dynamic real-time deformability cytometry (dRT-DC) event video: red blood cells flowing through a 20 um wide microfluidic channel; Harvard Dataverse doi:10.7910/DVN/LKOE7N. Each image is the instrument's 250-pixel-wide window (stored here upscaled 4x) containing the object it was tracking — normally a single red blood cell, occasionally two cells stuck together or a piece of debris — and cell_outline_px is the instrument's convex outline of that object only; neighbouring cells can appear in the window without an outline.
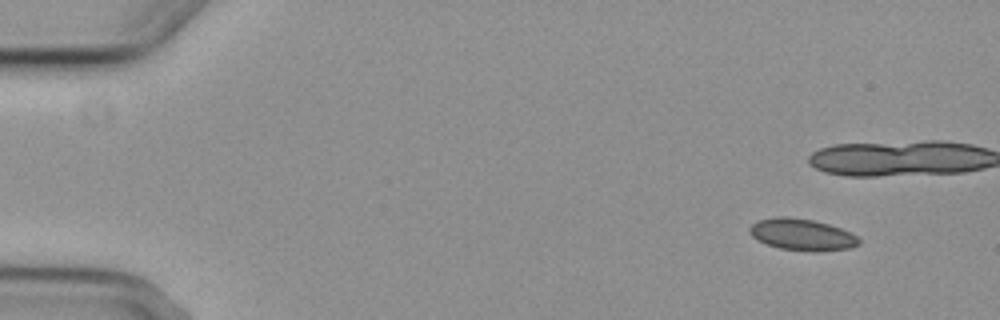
{"species": "common noctule bat (a hibernating species)", "species_latin": "Nyctalus noctula", "temperature_condition": "cold", "stored_images_in_passage": 5, "camera_frame_rate_fps": 3000, "um_per_image_px": 0.085, "animal": {"sex": "female", "body_mass_g": 29.2, "forearm_length_mm": 56.3}, "frame": {"image": 1, "passage_image": 1, "time_ms": 0.0, "image_size_px": [1000, 320], "cell_outline_px": [[860, 244], [852, 248], [816, 252], [780, 248], [756, 240], [748, 232], [748, 228], [756, 220], [776, 216], [788, 216], [812, 220], [828, 224], [840, 228], [856, 236], [860, 240]], "centroid_in_image_um": [68.14, 19.93], "position_along_channel_um": 16.9, "area_um2": 20.29}}